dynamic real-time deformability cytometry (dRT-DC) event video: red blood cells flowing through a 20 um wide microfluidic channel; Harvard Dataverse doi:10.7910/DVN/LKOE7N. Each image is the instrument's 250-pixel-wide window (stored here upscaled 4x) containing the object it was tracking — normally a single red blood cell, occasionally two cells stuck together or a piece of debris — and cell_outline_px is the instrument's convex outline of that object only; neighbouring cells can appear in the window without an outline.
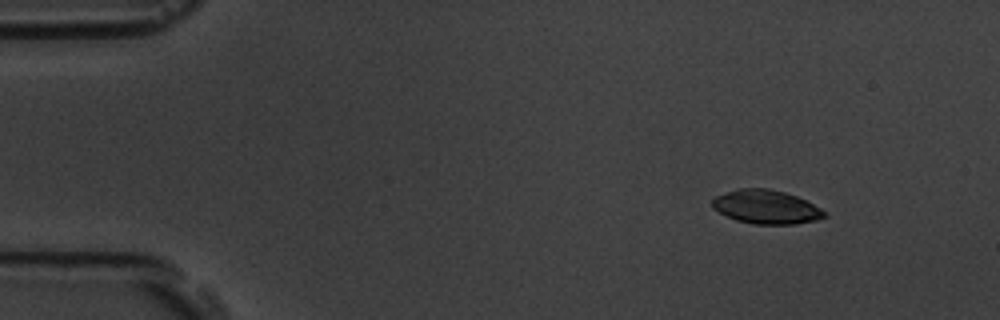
{"species": "common noctule bat (a hibernating species)", "species_latin": "Nyctalus noctula", "temperature_condition": "room temperature", "stored_images_in_passage": 49, "camera_frame_rate_fps": 3000, "um_per_image_px": 0.085, "animal": {"sex": "male", "body_mass_g": 19.5, "forearm_length_mm": 54.6}, "frame": {"image": 1, "passage_image": 1, "time_ms": 0.0, "image_size_px": [1000, 320], "cell_outline_px": [[828, 216], [816, 220], [796, 224], [756, 224], [736, 220], [712, 208], [712, 200], [716, 196], [740, 188], [768, 188], [784, 192], [796, 196], [820, 208]], "centroid_in_image_um": [65.13, 17.59], "position_along_channel_um": 19.9, "area_um2": 21.79}}
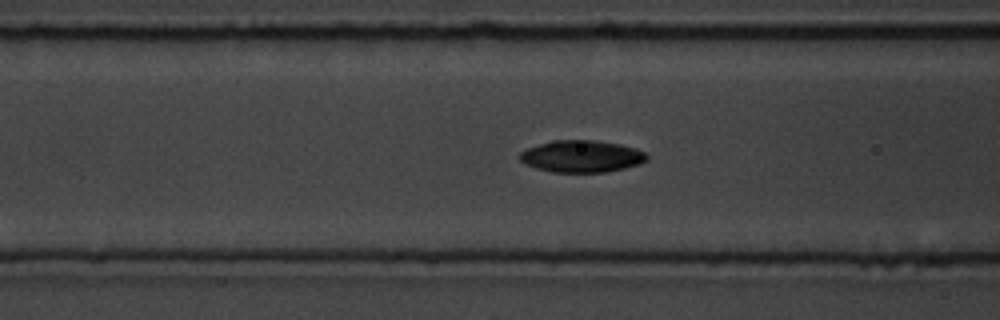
{"frame": {"image": 2, "passage_image": 16, "time_ms": 5.0, "image_size_px": [1000, 320], "cell_outline_px": [[648, 160], [640, 164], [624, 168], [604, 172], [552, 172], [536, 168], [520, 160], [520, 152], [528, 148], [552, 140], [596, 140], [620, 144], [636, 148], [644, 152], [648, 156]], "centroid_in_image_um": [49.47, 13.28], "position_along_channel_um": 117.1, "area_um2": 23.58}}
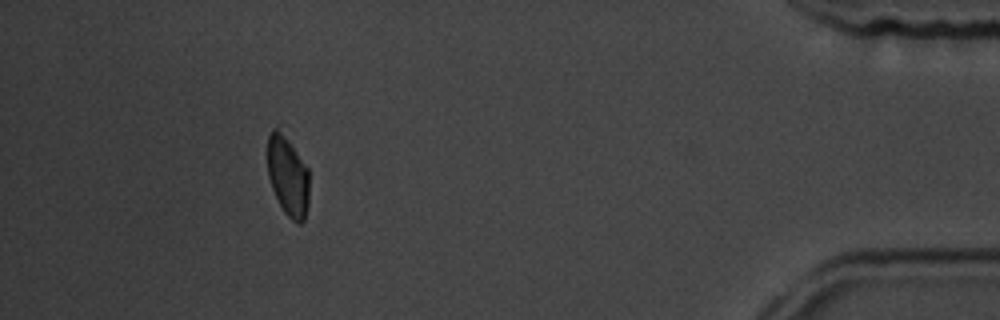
{"frame": {"image": 3, "passage_image": 44, "time_ms": 14.333, "image_size_px": [1000, 320], "cell_outline_px": [[308, 204], [304, 220], [300, 224], [296, 224], [284, 212], [272, 188], [268, 176], [268, 136], [272, 128], [276, 124], [288, 140], [308, 168]], "centroid_in_image_um": [24.46, 14.96], "position_along_channel_um": 410.7, "area_um2": 19.36}, "authors_computed_cell_mechanics": {"area_um2": 22.7732, "velocity_mm_per_s": 3.7794, "shape_relaxation_time_tau1_ms": 3.5907, "shape_relaxation_time_tau2_ms": null, "deformation_change_tau1": 0.1135, "deformation_change_tau2": null}}